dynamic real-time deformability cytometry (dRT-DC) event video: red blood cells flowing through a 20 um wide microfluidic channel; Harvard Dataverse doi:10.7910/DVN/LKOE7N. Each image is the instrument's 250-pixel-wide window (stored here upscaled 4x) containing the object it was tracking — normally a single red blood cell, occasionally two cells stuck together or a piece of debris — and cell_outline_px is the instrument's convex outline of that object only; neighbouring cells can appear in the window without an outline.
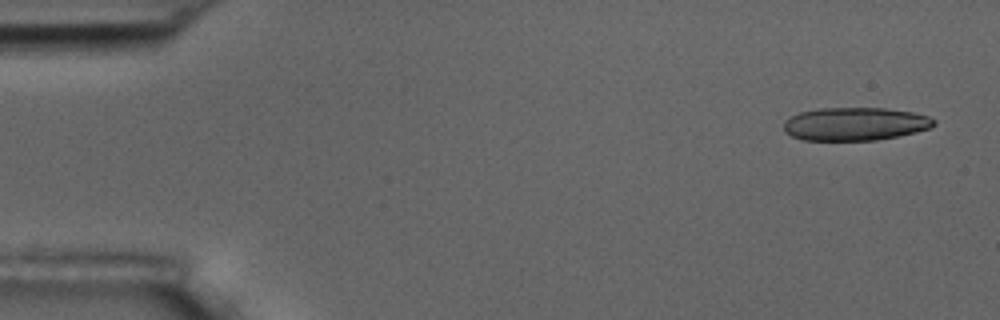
{"species": "common noctule bat (a hibernating species)", "species_latin": "Nyctalus noctula", "temperature_condition": "room temperature", "stored_images_in_passage": 5, "camera_frame_rate_fps": 3000, "um_per_image_px": 0.085, "animal": {"sex": "male", "body_mass_g": 17.5, "forearm_length_mm": 52.3}, "frame": {"image": 1, "passage_image": 1, "time_ms": 0.0, "image_size_px": [1000, 320], "cell_outline_px": [[936, 124], [928, 128], [916, 132], [876, 140], [804, 140], [792, 136], [784, 132], [784, 120], [800, 112], [816, 108], [884, 108], [912, 112], [928, 116], [936, 120]], "centroid_in_image_um": [72.66, 10.53], "position_along_channel_um": 12.3, "area_um2": 28.96}}